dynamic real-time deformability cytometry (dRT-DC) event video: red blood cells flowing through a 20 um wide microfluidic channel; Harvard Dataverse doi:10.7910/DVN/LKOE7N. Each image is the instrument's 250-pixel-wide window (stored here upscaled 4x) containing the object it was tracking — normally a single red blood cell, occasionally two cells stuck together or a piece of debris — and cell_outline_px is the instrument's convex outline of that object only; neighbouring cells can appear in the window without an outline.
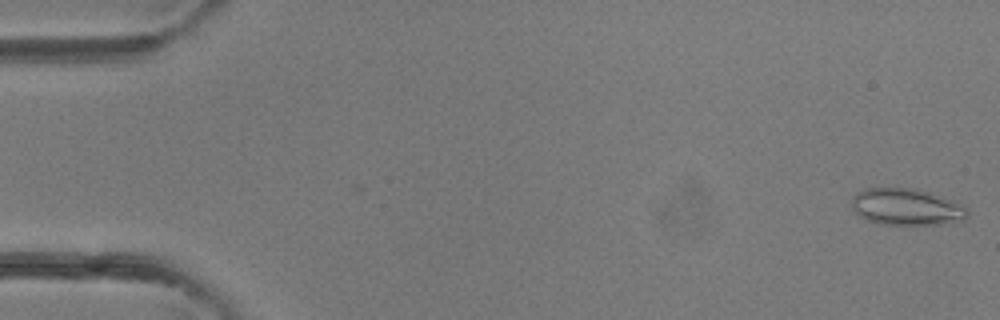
{"species": "common noctule bat (a hibernating species)", "species_latin": "Nyctalus noctula", "temperature_condition": "room temperature", "stored_images_in_passage": 4, "camera_frame_rate_fps": 3000, "um_per_image_px": 0.085, "animal": {"sex": "female"}, "frame": {"image": 1, "passage_image": 1, "time_ms": 0.0, "image_size_px": [1000, 320], "cell_outline_px": [[968, 216], [964, 220], [956, 224], [880, 224], [868, 220], [852, 212], [852, 196], [856, 192], [864, 188], [916, 188], [964, 204], [968, 208]], "centroid_in_image_um": [77.08, 17.59], "position_along_channel_um": 7.9, "area_um2": 25.2}}